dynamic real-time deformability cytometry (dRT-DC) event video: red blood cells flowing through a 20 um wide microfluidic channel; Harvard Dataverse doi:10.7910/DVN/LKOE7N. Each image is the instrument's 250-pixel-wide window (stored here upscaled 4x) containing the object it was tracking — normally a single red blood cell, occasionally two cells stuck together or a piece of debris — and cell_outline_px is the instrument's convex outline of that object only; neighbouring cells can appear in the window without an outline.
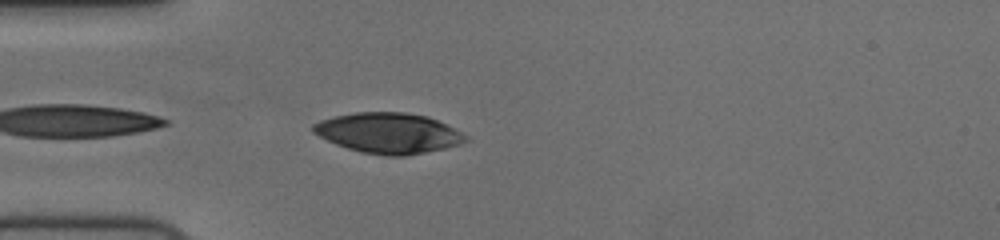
{"species": "human", "species_latin": "Homo sapiens", "temperature_condition": "cold", "stored_images_in_passage": 26, "camera_frame_rate_fps": 3000, "um_per_image_px": 0.085, "donor": {"sex": "female"}, "frame": {"image": 1, "passage_image": 2, "time_ms": 0.333, "image_size_px": [1000, 240], "cell_outline_px": [[468, 140], [460, 144], [444, 148], [404, 156], [388, 156], [360, 152], [336, 144], [312, 132], [312, 124], [320, 120], [336, 116], [356, 112], [404, 112], [428, 116], [468, 136]], "centroid_in_image_um": [33.0, 11.31], "position_along_channel_um": 52.0, "area_um2": 35.6}}
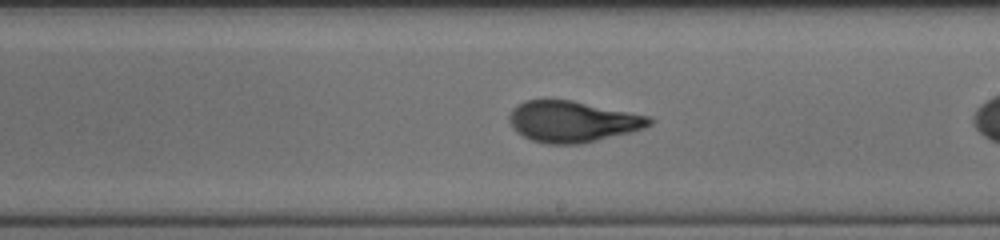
{"frame": {"image": 2, "passage_image": 15, "time_ms": 4.667, "image_size_px": [1000, 240], "cell_outline_px": [[656, 120], [652, 124], [644, 128], [632, 132], [580, 144], [548, 144], [532, 140], [516, 132], [512, 128], [508, 120], [508, 116], [512, 108], [524, 100], [572, 100], [652, 116]], "centroid_in_image_um": [48.69, 10.33], "position_along_channel_um": 240.3, "area_um2": 33.93}}
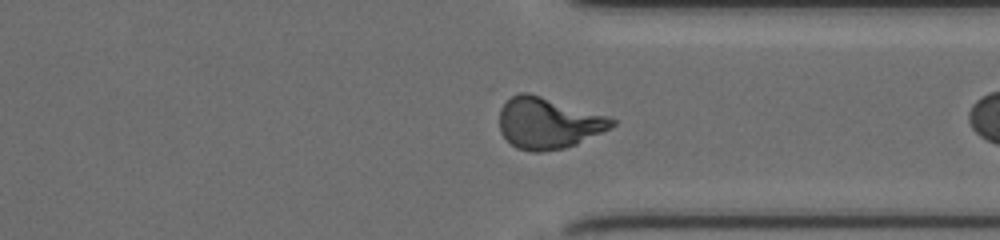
{"frame": {"image": 3, "passage_image": 25, "time_ms": 8.0, "image_size_px": [1000, 240], "cell_outline_px": [[616, 124], [612, 128], [576, 144], [564, 148], [540, 152], [532, 152], [516, 148], [500, 132], [500, 108], [512, 96], [520, 92], [528, 92], [608, 116], [616, 120]], "centroid_in_image_um": [46.61, 10.47], "position_along_channel_um": 364.8, "area_um2": 33.47}}